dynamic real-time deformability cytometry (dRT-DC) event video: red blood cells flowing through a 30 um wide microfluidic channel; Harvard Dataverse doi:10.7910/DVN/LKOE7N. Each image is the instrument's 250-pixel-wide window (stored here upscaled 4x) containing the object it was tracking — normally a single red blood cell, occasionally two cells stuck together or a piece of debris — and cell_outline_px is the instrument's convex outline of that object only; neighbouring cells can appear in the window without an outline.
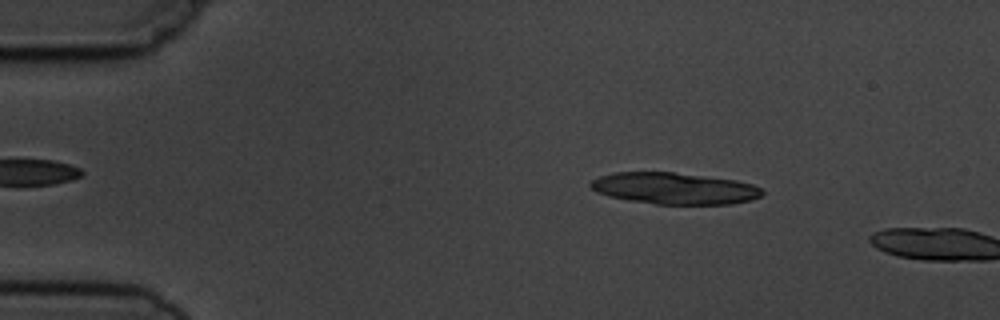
{"species": "common noctule bat (a hibernating species)", "species_latin": "Nyctalus noctula", "temperature_condition": "cold", "stored_images_in_passage": 3, "camera_frame_rate_fps": 3000, "um_per_image_px": 0.085, "animal": {"sex": "male", "body_mass_g": 19.5, "forearm_length_mm": 54.6}, "frame": {"image": 1, "passage_image": 2, "time_ms": 1.0, "image_size_px": [1000, 320], "cell_outline_px": [[764, 192], [760, 196], [752, 200], [732, 204], [656, 204], [628, 200], [608, 196], [596, 192], [588, 184], [592, 180], [600, 176], [612, 172], [672, 172], [736, 180], [752, 184], [760, 188]], "centroid_in_image_um": [57.3, 16.01], "position_along_channel_um": 27.7, "area_um2": 31.56}}